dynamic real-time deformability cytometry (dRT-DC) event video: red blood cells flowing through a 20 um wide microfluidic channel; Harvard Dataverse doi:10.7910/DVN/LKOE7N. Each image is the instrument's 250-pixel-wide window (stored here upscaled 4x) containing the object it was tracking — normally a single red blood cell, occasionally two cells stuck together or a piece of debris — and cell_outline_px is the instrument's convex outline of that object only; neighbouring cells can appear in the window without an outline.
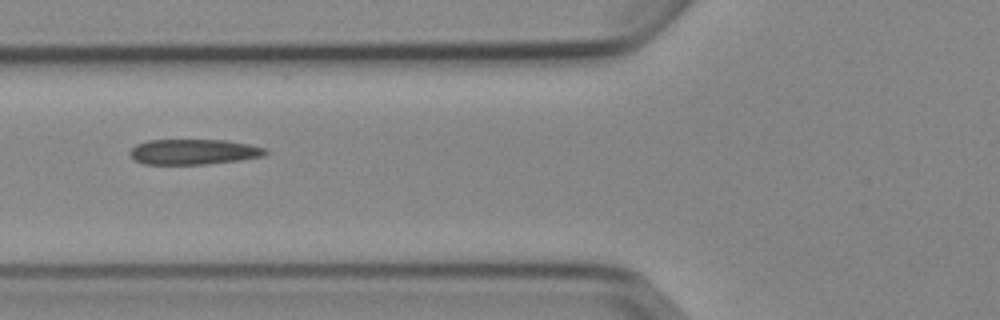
{"species": "Egyptian fruit bat (a non-hibernating species)", "species_latin": "Rousettus aegyptiacus", "temperature_condition": "cold", "stored_images_in_passage": 5, "camera_frame_rate_fps": 3000, "um_per_image_px": 0.085, "animal": {"sex": "female"}, "frame": {"image": 1, "passage_image": 2, "time_ms": 1.333, "image_size_px": [1000, 320], "cell_outline_px": [[268, 152], [264, 156], [240, 160], [204, 164], [144, 164], [136, 160], [128, 152], [136, 144], [148, 140], [224, 140], [248, 144], [268, 148]], "centroid_in_image_um": [16.48, 12.9], "position_along_channel_um": 109.3, "area_um2": 20.0}}
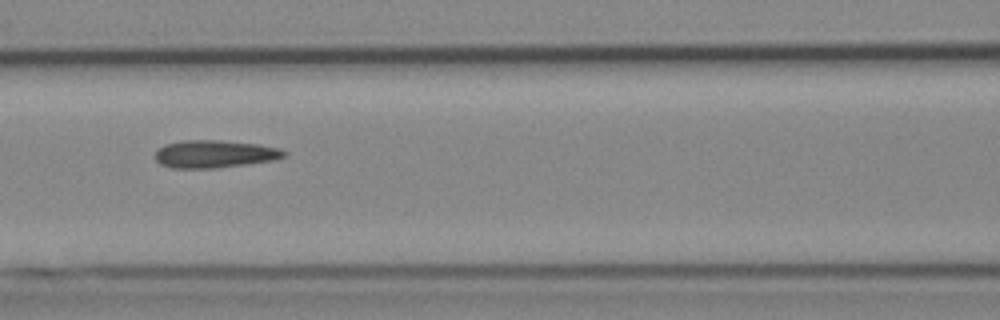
{"frame": {"image": 2, "passage_image": 3, "time_ms": 2.333, "image_size_px": [1000, 320], "cell_outline_px": [[288, 156], [276, 160], [216, 168], [172, 168], [160, 164], [156, 160], [156, 152], [164, 144], [184, 140], [220, 140], [260, 144], [280, 148], [288, 152]], "centroid_in_image_um": [18.31, 13.08], "position_along_channel_um": 148.3, "area_um2": 20.98}}
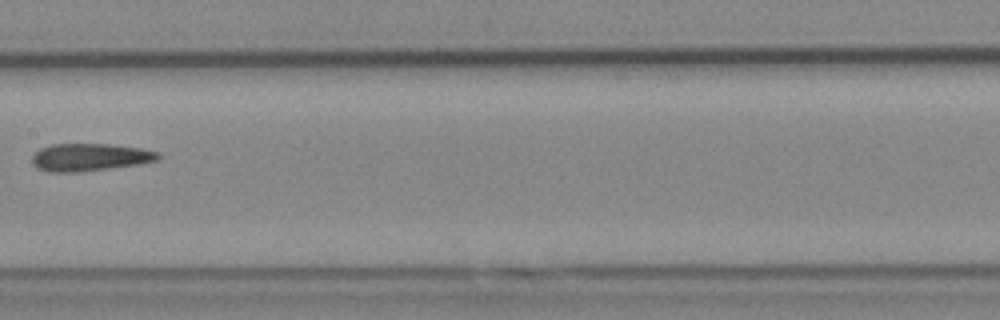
{"frame": {"image": 3, "passage_image": 4, "time_ms": 3.667, "image_size_px": [1000, 320], "cell_outline_px": [[160, 156], [156, 160], [140, 164], [76, 172], [48, 172], [36, 168], [32, 164], [32, 156], [40, 148], [52, 144], [108, 144], [140, 148], [160, 152]], "centroid_in_image_um": [7.6, 13.36], "position_along_channel_um": 199.8, "area_um2": 20.17}}